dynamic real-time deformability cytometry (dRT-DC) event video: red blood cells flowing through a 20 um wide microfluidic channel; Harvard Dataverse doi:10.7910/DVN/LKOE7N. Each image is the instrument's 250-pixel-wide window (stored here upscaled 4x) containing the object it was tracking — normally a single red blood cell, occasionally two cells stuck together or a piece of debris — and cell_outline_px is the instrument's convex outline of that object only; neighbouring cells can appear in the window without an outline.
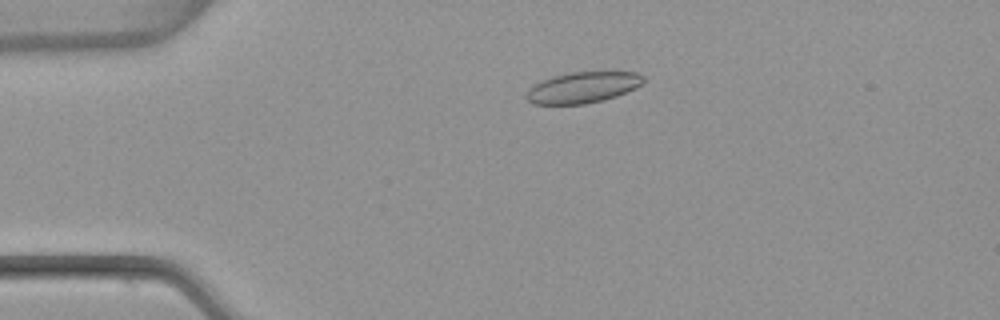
{"species": "common noctule bat (a hibernating species)", "species_latin": "Nyctalus noctula", "temperature_condition": "warm", "stored_images_in_passage": 5, "camera_frame_rate_fps": 3000, "um_per_image_px": 0.085, "animal": {"sex": "female", "body_mass_g": 22.7, "forearm_length_mm": 54.2}, "frame": {"image": 1, "passage_image": 4, "time_ms": 1.0, "image_size_px": [1000, 320], "cell_outline_px": [[644, 80], [636, 88], [616, 96], [604, 100], [584, 104], [532, 104], [524, 96], [528, 88], [532, 84], [540, 80], [552, 76], [572, 72], [636, 72], [644, 76]], "centroid_in_image_um": [49.48, 7.43], "position_along_channel_um": 35.5, "area_um2": 21.33}}